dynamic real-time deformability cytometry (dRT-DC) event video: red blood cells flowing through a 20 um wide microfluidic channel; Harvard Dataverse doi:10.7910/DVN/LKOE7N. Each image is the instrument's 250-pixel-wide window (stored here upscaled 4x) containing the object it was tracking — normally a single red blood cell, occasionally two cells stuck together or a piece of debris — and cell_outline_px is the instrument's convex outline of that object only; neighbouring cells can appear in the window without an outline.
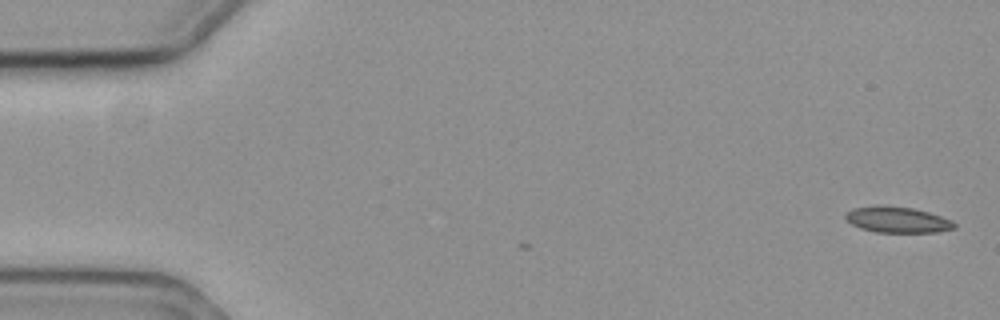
{"species": "common noctule bat (a hibernating species)", "species_latin": "Nyctalus noctula", "temperature_condition": "cold", "stored_images_in_passage": 4, "camera_frame_rate_fps": 3000, "um_per_image_px": 0.085, "animal": {"sex": "female", "body_mass_g": 19.3, "forearm_length_mm": 54.1}, "frame": {"image": 1, "passage_image": 1, "time_ms": 0.0, "image_size_px": [1000, 320], "cell_outline_px": [[956, 228], [936, 232], [876, 232], [860, 228], [852, 224], [844, 216], [852, 208], [876, 204], [880, 204], [912, 208], [928, 212], [952, 220], [956, 224]], "centroid_in_image_um": [76.27, 18.66], "position_along_channel_um": 8.7, "area_um2": 16.53}}